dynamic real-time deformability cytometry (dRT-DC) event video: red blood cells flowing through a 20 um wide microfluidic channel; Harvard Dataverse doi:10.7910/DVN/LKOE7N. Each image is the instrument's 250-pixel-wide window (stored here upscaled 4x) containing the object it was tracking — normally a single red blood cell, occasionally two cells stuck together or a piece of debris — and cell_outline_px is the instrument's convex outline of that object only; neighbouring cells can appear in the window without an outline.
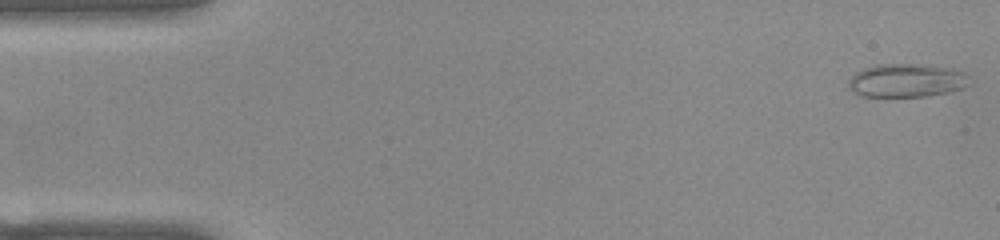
{"species": "common noctule bat (a hibernating species)", "species_latin": "Nyctalus noctula", "temperature_condition": "warm", "stored_images_in_passage": 52, "camera_frame_rate_fps": 3000, "um_per_image_px": 0.085, "animal": {"sex": "female", "body_mass_g": 22.0, "forearm_length_mm": 56.7}, "frame": {"image": 1, "passage_image": 1, "time_ms": 0.0, "image_size_px": [1000, 240], "cell_outline_px": [[968, 76], [964, 88], [948, 92], [928, 96], [860, 96], [852, 92], [848, 88], [848, 80], [856, 72], [864, 68], [876, 64], [924, 64], [952, 68], [964, 72]], "centroid_in_image_um": [77.02, 6.83], "position_along_channel_um": 8.0, "area_um2": 23.64}}
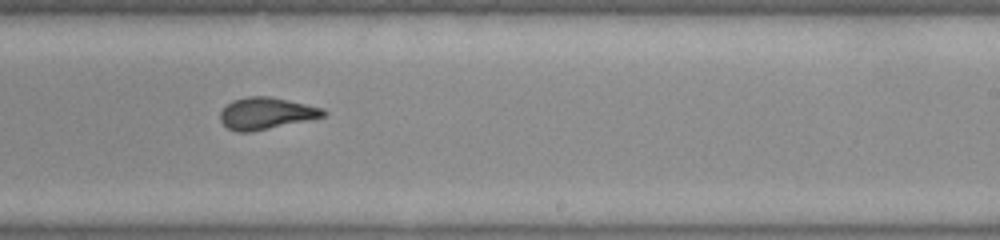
{"frame": {"image": 2, "passage_image": 31, "time_ms": 10.0, "image_size_px": [1000, 240], "cell_outline_px": [[328, 112], [324, 116], [308, 120], [252, 132], [236, 132], [228, 128], [220, 120], [220, 112], [232, 100], [248, 96], [268, 96], [324, 108]], "centroid_in_image_um": [22.62, 9.64], "position_along_channel_um": 266.4, "area_um2": 19.02}}
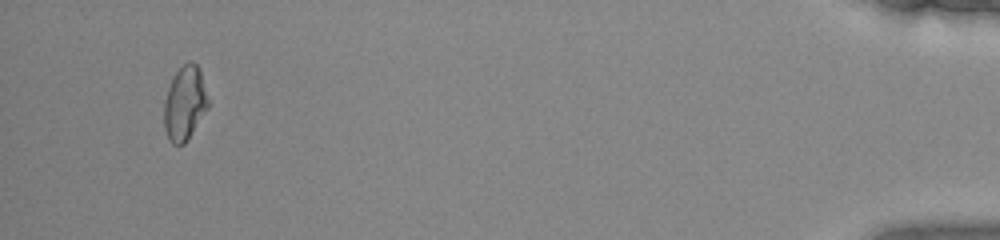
{"frame": {"image": 3, "passage_image": 49, "time_ms": 16.0, "image_size_px": [1000, 240], "cell_outline_px": [[208, 108], [184, 144], [172, 144], [168, 140], [164, 128], [164, 100], [168, 88], [176, 72], [188, 60], [192, 60], [200, 68], [208, 100]], "centroid_in_image_um": [15.69, 8.77], "position_along_channel_um": 419.5, "area_um2": 18.96}, "authors_computed_cell_mechanics": {"area_um2": 19.4497, "velocity_mm_per_s": 3.9094, "shape_relaxation_time_tau1_ms": null, "shape_relaxation_time_tau2_ms": 1.1097, "deformation_change_tau1": null, "deformation_change_tau2": 0.0607}}